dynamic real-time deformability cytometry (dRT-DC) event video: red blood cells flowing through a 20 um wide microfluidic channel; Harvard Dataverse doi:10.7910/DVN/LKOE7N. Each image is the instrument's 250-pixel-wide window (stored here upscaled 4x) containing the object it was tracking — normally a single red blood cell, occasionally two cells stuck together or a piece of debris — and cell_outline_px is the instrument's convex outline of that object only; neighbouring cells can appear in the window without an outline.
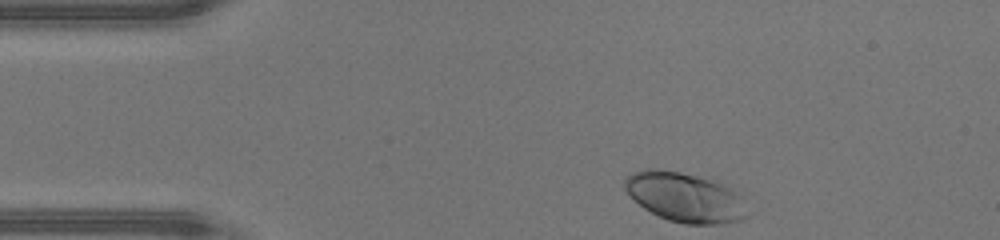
{"species": "human", "species_latin": "Homo sapiens", "temperature_condition": "warm", "stored_images_in_passage": 31, "camera_frame_rate_fps": 3000, "um_per_image_px": 0.085, "donor": {"sex": "male"}, "frame": {"image": 1, "passage_image": 1, "time_ms": 0.0, "image_size_px": [1000, 240], "cell_outline_px": [[748, 216], [740, 220], [720, 224], [684, 224], [668, 220], [644, 208], [624, 188], [624, 180], [632, 172], [648, 168], [652, 168], [680, 172], [720, 180], [732, 188], [740, 196]], "centroid_in_image_um": [58.25, 16.75], "position_along_channel_um": 26.7, "area_um2": 35.43}}
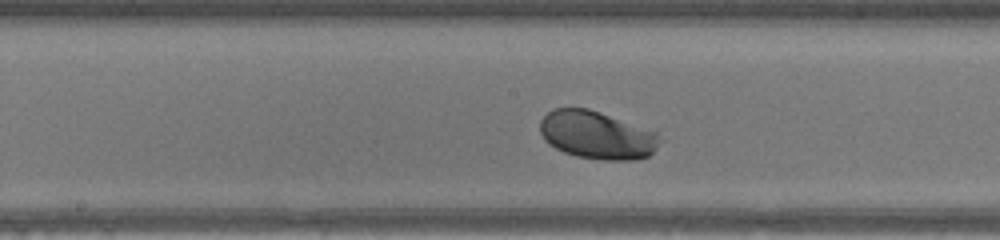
{"frame": {"image": 2, "passage_image": 17, "time_ms": 5.333, "image_size_px": [1000, 240], "cell_outline_px": [[664, 140], [648, 156], [636, 160], [604, 160], [576, 156], [564, 152], [548, 144], [544, 140], [540, 132], [540, 120], [548, 112], [556, 108], [588, 108], [600, 112], [656, 132]], "centroid_in_image_um": [50.74, 11.49], "position_along_channel_um": 197.5, "area_um2": 33.47}}
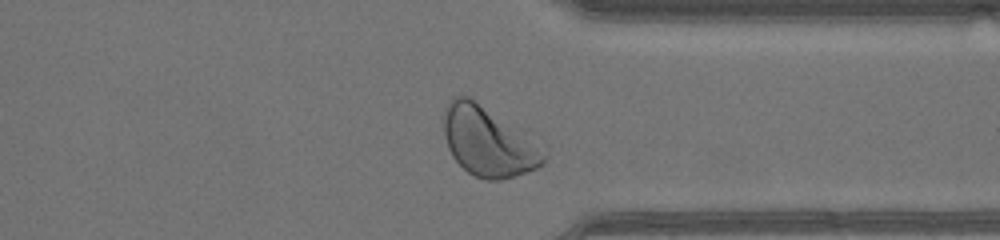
{"frame": {"image": 3, "passage_image": 29, "time_ms": 9.333, "image_size_px": [1000, 240], "cell_outline_px": [[544, 164], [536, 168], [500, 180], [488, 180], [476, 176], [468, 172], [452, 156], [448, 148], [444, 136], [440, 116], [448, 100], [452, 96], [468, 96], [544, 156]], "centroid_in_image_um": [41.24, 12.07], "position_along_channel_um": 370.2, "area_um2": 37.69}, "authors_computed_cell_mechanics": {"area_um2": 32.657, "velocity_mm_per_s": 4.3882, "shape_relaxation_time_tau1_ms": 1.6916, "shape_relaxation_time_tau2_ms": null, "deformation_change_tau1": 0.1348, "deformation_change_tau2": null}}